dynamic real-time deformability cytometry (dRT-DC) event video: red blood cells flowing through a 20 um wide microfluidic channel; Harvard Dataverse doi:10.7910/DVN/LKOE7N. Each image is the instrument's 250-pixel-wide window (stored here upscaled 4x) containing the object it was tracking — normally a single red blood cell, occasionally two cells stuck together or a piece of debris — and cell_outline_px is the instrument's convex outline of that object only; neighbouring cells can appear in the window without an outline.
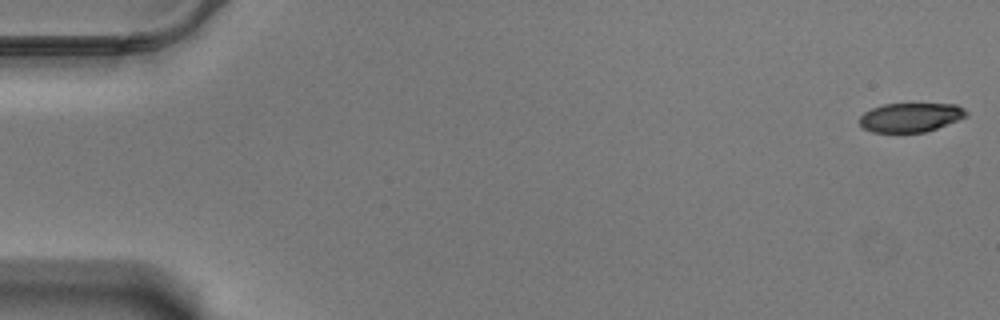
{"species": "Egyptian fruit bat (a non-hibernating species)", "species_latin": "Rousettus aegyptiacus", "temperature_condition": "warm", "stored_images_in_passage": 10, "camera_frame_rate_fps": 3000, "um_per_image_px": 0.085, "animal": {"sex": "male"}, "frame": {"image": 1, "passage_image": 1, "time_ms": 0.0, "image_size_px": [1000, 320], "cell_outline_px": [[968, 116], [936, 128], [924, 132], [872, 132], [864, 128], [860, 124], [860, 116], [864, 112], [872, 108], [884, 104], [956, 104], [964, 108], [968, 112]], "centroid_in_image_um": [77.4, 9.97], "position_along_channel_um": 7.6, "area_um2": 17.98}}